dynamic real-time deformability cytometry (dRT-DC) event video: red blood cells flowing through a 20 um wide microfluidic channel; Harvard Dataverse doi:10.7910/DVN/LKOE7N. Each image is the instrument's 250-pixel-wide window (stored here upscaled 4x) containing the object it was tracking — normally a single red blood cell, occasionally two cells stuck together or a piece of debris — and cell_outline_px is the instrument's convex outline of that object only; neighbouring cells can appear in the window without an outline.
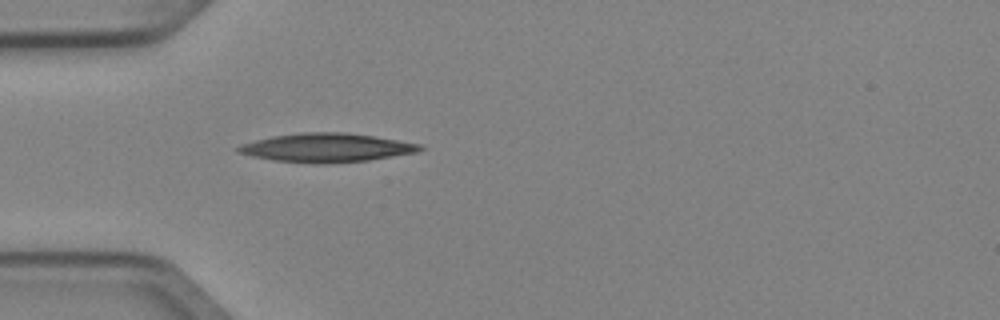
{"species": "Egyptian fruit bat (a non-hibernating species)", "species_latin": "Rousettus aegyptiacus", "temperature_condition": "cold", "stored_images_in_passage": 36, "camera_frame_rate_fps": 3000, "um_per_image_px": 0.085, "animal": {"sex": "female"}, "frame": {"image": 1, "passage_image": 1, "time_ms": 0.0, "image_size_px": [1000, 320], "cell_outline_px": [[424, 148], [420, 152], [368, 160], [324, 164], [316, 164], [272, 160], [252, 156], [236, 152], [236, 148], [240, 144], [272, 136], [300, 132], [344, 132], [372, 136], [420, 144]], "centroid_in_image_um": [27.73, 12.56], "position_along_channel_um": 57.3, "area_um2": 30.52}}
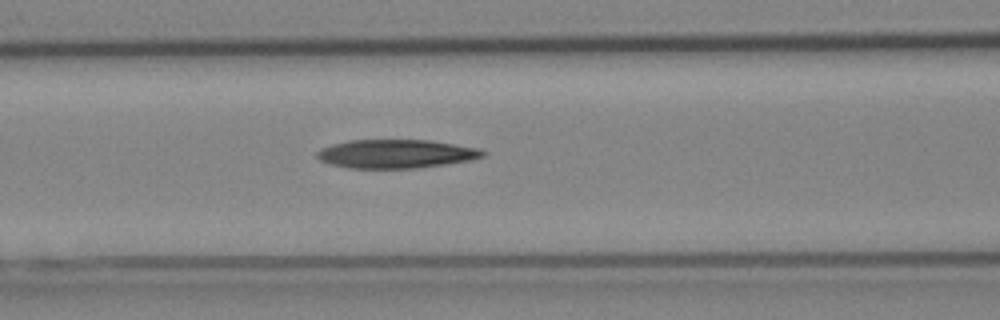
{"frame": {"image": 2, "passage_image": 7, "time_ms": 2.0, "image_size_px": [1000, 320], "cell_outline_px": [[488, 152], [484, 156], [468, 160], [444, 164], [416, 168], [348, 168], [332, 164], [320, 160], [316, 156], [316, 152], [332, 144], [348, 140], [432, 140], [480, 148]], "centroid_in_image_um": [33.69, 13.07], "position_along_channel_um": 132.9, "area_um2": 27.63}}
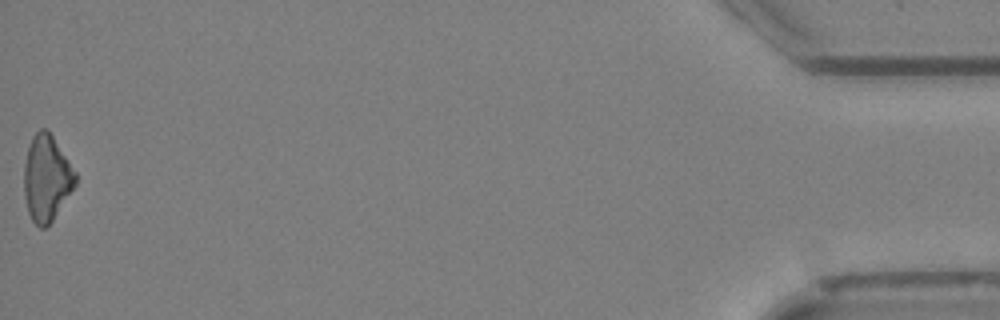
{"frame": {"image": 3, "passage_image": 36, "time_ms": 11.667, "image_size_px": [1000, 320], "cell_outline_px": [[76, 184], [52, 220], [44, 228], [40, 228], [32, 220], [28, 212], [24, 196], [24, 164], [28, 148], [32, 136], [40, 128], [44, 128], [52, 136], [76, 172]], "centroid_in_image_um": [3.94, 15.15], "position_along_channel_um": 431.3, "area_um2": 25.37}, "authors_computed_cell_mechanics": {"area_um2": 27.6862, "velocity_mm_per_s": 4.0826, "shape_relaxation_time_tau1_ms": 5.296, "shape_relaxation_time_tau2_ms": null, "deformation_change_tau1": 0.15, "deformation_change_tau2": null}}